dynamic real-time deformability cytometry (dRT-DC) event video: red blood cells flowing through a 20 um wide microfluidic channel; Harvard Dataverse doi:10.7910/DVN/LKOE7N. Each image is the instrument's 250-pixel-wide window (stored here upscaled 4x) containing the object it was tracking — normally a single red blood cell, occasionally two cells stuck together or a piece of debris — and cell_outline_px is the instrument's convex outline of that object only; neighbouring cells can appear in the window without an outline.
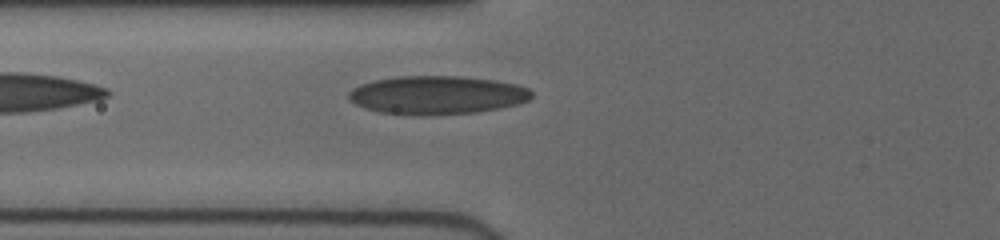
{"species": "human", "species_latin": "Homo sapiens", "temperature_condition": "cold", "stored_images_in_passage": 5, "camera_frame_rate_fps": 3000, "um_per_image_px": 0.085, "donor": {"sex": "female"}, "frame": {"image": 1, "passage_image": 5, "time_ms": 4.0, "image_size_px": [1000, 240], "cell_outline_px": [[532, 96], [528, 100], [516, 104], [500, 108], [476, 112], [428, 116], [420, 116], [380, 112], [364, 108], [348, 100], [348, 92], [352, 88], [360, 84], [376, 80], [400, 76], [460, 76], [496, 80], [516, 84], [528, 88], [532, 92]], "centroid_in_image_um": [37.13, 8.09], "position_along_channel_um": 88.7, "area_um2": 41.21}}